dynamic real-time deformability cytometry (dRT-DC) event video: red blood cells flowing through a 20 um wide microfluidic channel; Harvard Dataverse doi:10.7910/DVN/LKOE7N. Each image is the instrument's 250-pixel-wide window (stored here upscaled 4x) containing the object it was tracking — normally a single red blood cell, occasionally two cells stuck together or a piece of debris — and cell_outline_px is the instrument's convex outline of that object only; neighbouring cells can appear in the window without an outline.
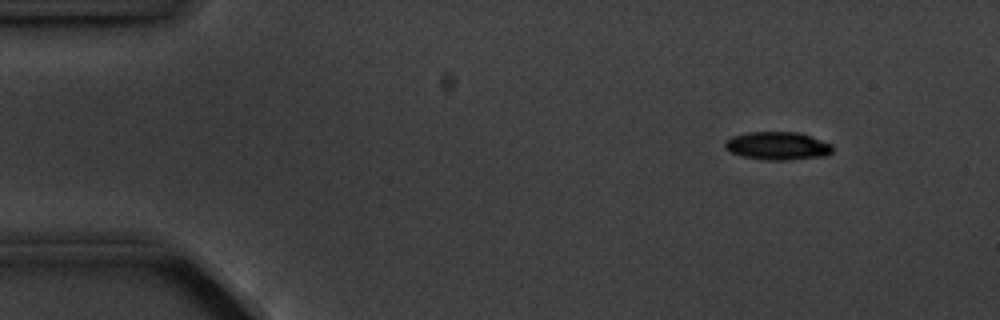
{"species": "common noctule bat (a hibernating species)", "species_latin": "Nyctalus noctula", "temperature_condition": "cold", "stored_images_in_passage": 4, "camera_frame_rate_fps": 3000, "um_per_image_px": 0.085, "animal": {"sex": "male", "body_mass_g": 20.1, "forearm_length_mm": 53.5}, "frame": {"image": 1, "passage_image": 1, "time_ms": 0.0, "image_size_px": [1000, 320], "cell_outline_px": [[832, 152], [828, 156], [788, 160], [764, 160], [744, 156], [732, 152], [724, 148], [724, 140], [732, 136], [748, 132], [796, 132], [832, 144]], "centroid_in_image_um": [66.08, 12.4], "position_along_channel_um": 18.9, "area_um2": 17.57}}